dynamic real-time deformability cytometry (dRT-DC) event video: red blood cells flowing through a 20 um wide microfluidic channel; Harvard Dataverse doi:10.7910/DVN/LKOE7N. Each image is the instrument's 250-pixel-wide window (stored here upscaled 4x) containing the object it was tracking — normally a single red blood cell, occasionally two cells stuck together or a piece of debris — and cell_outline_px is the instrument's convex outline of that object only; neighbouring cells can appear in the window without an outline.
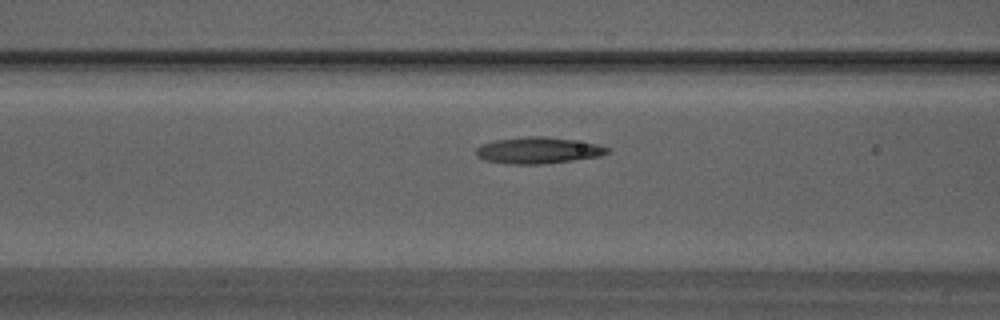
{"species": "Egyptian fruit bat (a non-hibernating species)", "species_latin": "Rousettus aegyptiacus", "temperature_condition": "warm", "stored_images_in_passage": 16, "camera_frame_rate_fps": 3000, "um_per_image_px": 0.085, "animal": {"sex": "male"}, "frame": {"image": 1, "passage_image": 14, "time_ms": 4.333, "image_size_px": [1000, 320], "cell_outline_px": [[612, 152], [600, 156], [544, 164], [508, 164], [484, 160], [476, 156], [476, 148], [480, 144], [496, 140], [528, 136], [544, 136], [572, 140], [596, 144], [608, 148]], "centroid_in_image_um": [45.71, 12.79], "position_along_channel_um": 120.9, "area_um2": 20.17}}